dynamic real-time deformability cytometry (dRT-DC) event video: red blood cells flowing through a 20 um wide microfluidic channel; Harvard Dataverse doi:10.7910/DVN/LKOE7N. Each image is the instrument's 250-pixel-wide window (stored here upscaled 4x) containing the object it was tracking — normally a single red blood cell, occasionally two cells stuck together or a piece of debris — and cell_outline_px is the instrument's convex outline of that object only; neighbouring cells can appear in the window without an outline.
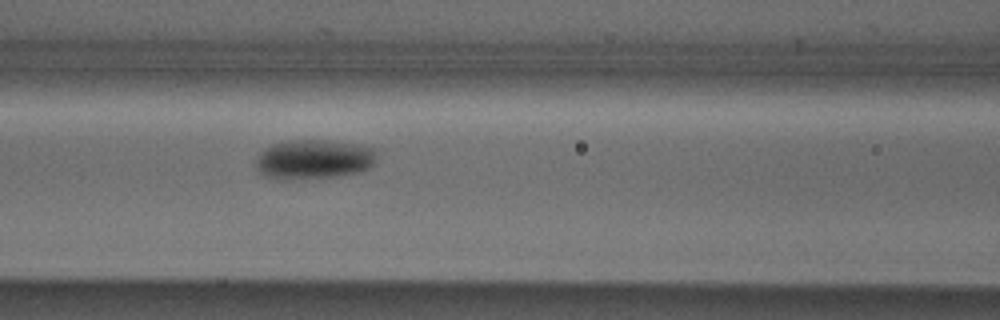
{"species": "Egyptian fruit bat (a non-hibernating species)", "species_latin": "Rousettus aegyptiacus", "temperature_condition": "cold", "stored_images_in_passage": 6, "camera_frame_rate_fps": 3000, "um_per_image_px": 0.085, "animal": {"sex": "male"}, "frame": {"image": 1, "passage_image": 6, "time_ms": 6.667, "image_size_px": [1000, 320], "cell_outline_px": [[376, 160], [368, 168], [360, 172], [336, 176], [284, 180], [276, 180], [264, 176], [256, 168], [256, 156], [264, 148], [272, 144], [288, 140], [324, 140], [360, 144], [372, 148], [376, 152]], "centroid_in_image_um": [26.63, 13.54], "position_along_channel_um": 140.0, "area_um2": 28.15}}